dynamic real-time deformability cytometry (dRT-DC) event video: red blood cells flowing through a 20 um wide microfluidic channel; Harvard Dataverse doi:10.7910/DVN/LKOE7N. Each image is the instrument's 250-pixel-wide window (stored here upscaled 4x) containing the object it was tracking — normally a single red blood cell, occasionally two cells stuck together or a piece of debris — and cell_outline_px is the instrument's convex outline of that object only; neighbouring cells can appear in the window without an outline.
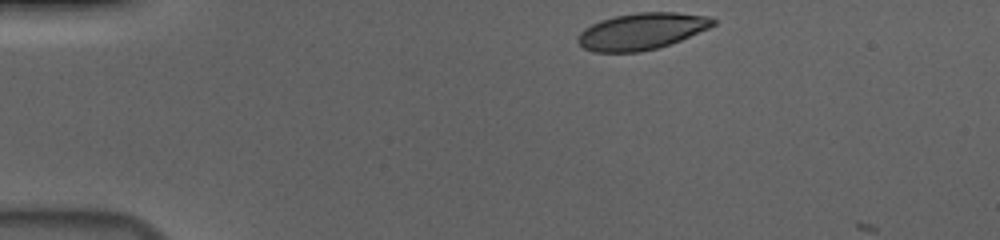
{"species": "human", "species_latin": "Homo sapiens", "temperature_condition": "cold", "stored_images_in_passage": 40, "camera_frame_rate_fps": 3000, "um_per_image_px": 0.085, "donor": {"sex": "male"}, "frame": {"image": 1, "passage_image": 1, "time_ms": 0.0, "image_size_px": [1000, 240], "cell_outline_px": [[716, 24], [708, 28], [680, 40], [656, 48], [640, 52], [592, 52], [584, 48], [576, 40], [580, 32], [584, 28], [600, 20], [616, 16], [640, 12], [676, 12], [708, 16], [716, 20]], "centroid_in_image_um": [54.52, 2.66], "position_along_channel_um": 30.5, "area_um2": 28.67}}
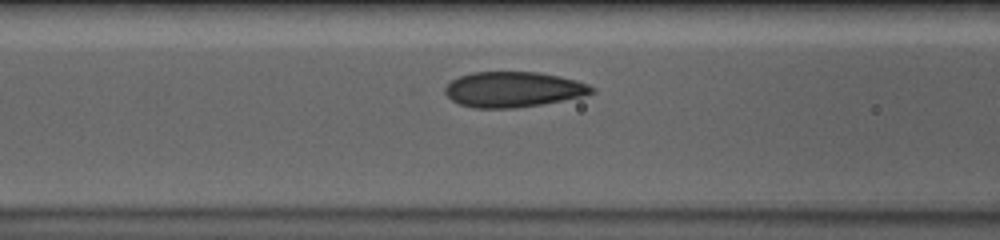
{"frame": {"image": 2, "passage_image": 14, "time_ms": 4.333, "image_size_px": [1000, 240], "cell_outline_px": [[596, 92], [584, 96], [540, 104], [516, 108], [476, 108], [460, 104], [452, 100], [444, 92], [444, 88], [452, 80], [460, 76], [472, 72], [536, 72], [560, 76], [576, 80], [588, 84], [596, 88]], "centroid_in_image_um": [43.65, 7.6], "position_along_channel_um": 122.9, "area_um2": 30.23}}
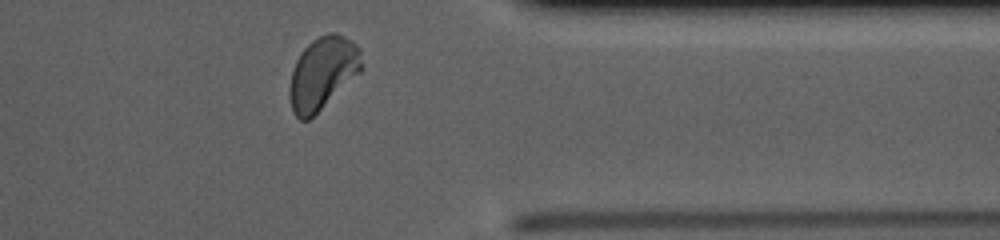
{"frame": {"image": 3, "passage_image": 36, "time_ms": 11.667, "image_size_px": [1000, 240], "cell_outline_px": [[364, 68], [360, 72], [308, 120], [300, 120], [292, 112], [288, 96], [288, 68], [300, 52], [312, 40], [328, 32], [336, 32], [352, 40], [360, 48]], "centroid_in_image_um": [27.36, 6.18], "position_along_channel_um": 384.0, "area_um2": 31.15}, "authors_computed_cell_mechanics": {"area_um2": 29.9693, "velocity_mm_per_s": 3.6858, "shape_relaxation_time_tau1_ms": 4.0263, "shape_relaxation_time_tau2_ms": null, "deformation_change_tau1": 0.129, "deformation_change_tau2": null}}